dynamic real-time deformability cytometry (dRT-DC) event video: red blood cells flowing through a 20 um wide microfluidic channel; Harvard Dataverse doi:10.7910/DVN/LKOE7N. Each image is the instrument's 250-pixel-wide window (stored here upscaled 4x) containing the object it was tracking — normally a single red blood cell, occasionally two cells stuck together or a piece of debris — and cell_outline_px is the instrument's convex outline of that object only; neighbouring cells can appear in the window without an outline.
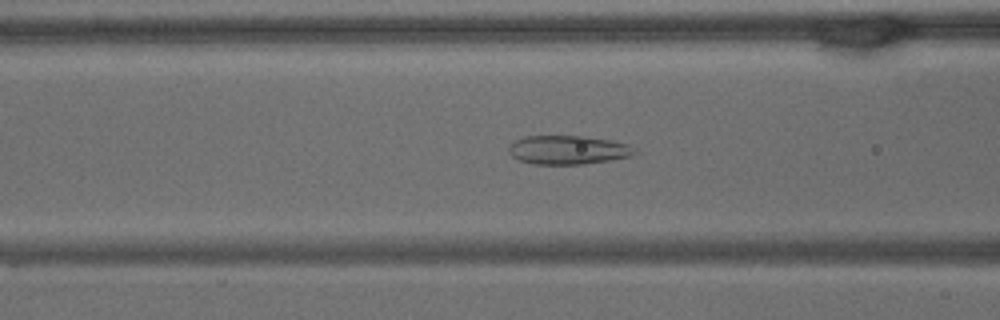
{"species": "common noctule bat (a hibernating species)", "species_latin": "Nyctalus noctula", "temperature_condition": "warm", "stored_images_in_passage": 64, "camera_frame_rate_fps": 3000, "um_per_image_px": 0.085, "animal": {"sex": "male", "body_mass_g": 15.6}, "frame": {"image": 1, "passage_image": 25, "time_ms": 8.0, "image_size_px": [1000, 320], "cell_outline_px": [[640, 152], [632, 156], [584, 164], [532, 164], [520, 160], [512, 156], [508, 152], [508, 148], [516, 140], [524, 136], [584, 136], [608, 140], [628, 144]], "centroid_in_image_um": [48.3, 12.74], "position_along_channel_um": 118.3, "area_um2": 21.1}}
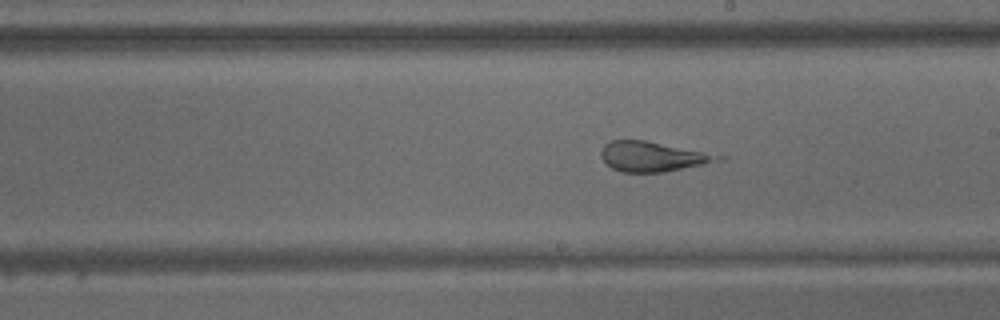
{"frame": {"image": 2, "passage_image": 36, "time_ms": 11.667, "image_size_px": [1000, 320], "cell_outline_px": [[728, 156], [724, 160], [664, 172], [624, 172], [612, 168], [600, 156], [600, 152], [604, 144], [608, 140], [644, 140]], "centroid_in_image_um": [55.5, 13.3], "position_along_channel_um": 233.5, "area_um2": 20.4}}
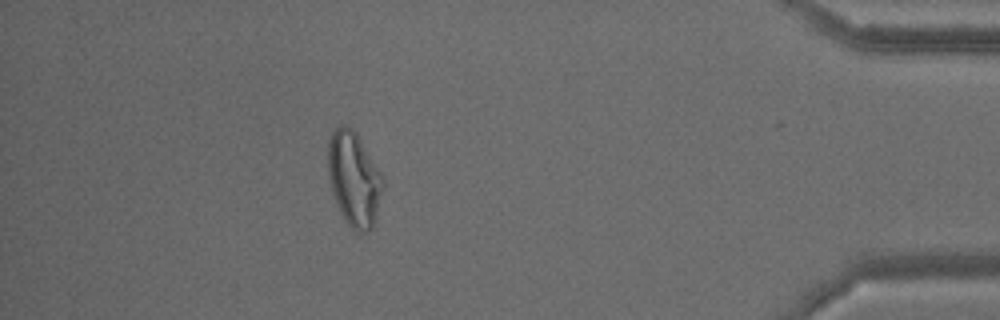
{"frame": {"image": 3, "passage_image": 57, "time_ms": 18.667, "image_size_px": [1000, 320], "cell_outline_px": [[384, 184], [376, 220], [372, 228], [368, 232], [356, 232], [344, 220], [336, 204], [332, 192], [328, 176], [328, 140], [332, 132], [340, 124], [344, 124], [352, 128], [356, 132], [380, 172], [384, 180]], "centroid_in_image_um": [30.08, 15.23], "position_along_channel_um": 405.1, "area_um2": 30.4}, "authors_computed_cell_mechanics": {"area_um2": 26.7614, "velocity_mm_per_s": 3.1567, "shape_relaxation_time_tau1_ms": null, "shape_relaxation_time_tau2_ms": 1.0172, "deformation_change_tau1": null, "deformation_change_tau2": 0.1027}}